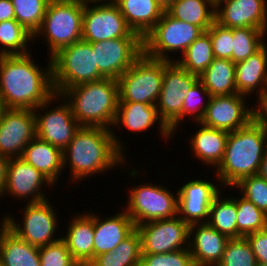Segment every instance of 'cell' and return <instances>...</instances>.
Listing matches in <instances>:
<instances>
[{
    "mask_svg": "<svg viewBox=\"0 0 267 266\" xmlns=\"http://www.w3.org/2000/svg\"><path fill=\"white\" fill-rule=\"evenodd\" d=\"M210 98V93L205 88L204 84L198 80L184 98L182 105V121L184 118L186 119L185 116H191L190 119L193 118V121L200 123L204 117ZM206 100L207 103H205Z\"/></svg>",
    "mask_w": 267,
    "mask_h": 266,
    "instance_id": "cell-40",
    "label": "cell"
},
{
    "mask_svg": "<svg viewBox=\"0 0 267 266\" xmlns=\"http://www.w3.org/2000/svg\"><path fill=\"white\" fill-rule=\"evenodd\" d=\"M246 98L238 93L211 97L200 124L227 132L247 126L255 118L256 109L245 104Z\"/></svg>",
    "mask_w": 267,
    "mask_h": 266,
    "instance_id": "cell-17",
    "label": "cell"
},
{
    "mask_svg": "<svg viewBox=\"0 0 267 266\" xmlns=\"http://www.w3.org/2000/svg\"><path fill=\"white\" fill-rule=\"evenodd\" d=\"M215 9L210 0H175L165 11L175 19L196 25L205 32L215 22Z\"/></svg>",
    "mask_w": 267,
    "mask_h": 266,
    "instance_id": "cell-31",
    "label": "cell"
},
{
    "mask_svg": "<svg viewBox=\"0 0 267 266\" xmlns=\"http://www.w3.org/2000/svg\"><path fill=\"white\" fill-rule=\"evenodd\" d=\"M256 115L255 118L264 126L265 132L267 133V95L256 102Z\"/></svg>",
    "mask_w": 267,
    "mask_h": 266,
    "instance_id": "cell-46",
    "label": "cell"
},
{
    "mask_svg": "<svg viewBox=\"0 0 267 266\" xmlns=\"http://www.w3.org/2000/svg\"><path fill=\"white\" fill-rule=\"evenodd\" d=\"M234 187L240 189L242 197L267 214V180L258 174L252 175L241 179Z\"/></svg>",
    "mask_w": 267,
    "mask_h": 266,
    "instance_id": "cell-41",
    "label": "cell"
},
{
    "mask_svg": "<svg viewBox=\"0 0 267 266\" xmlns=\"http://www.w3.org/2000/svg\"><path fill=\"white\" fill-rule=\"evenodd\" d=\"M25 205L22 209L21 225L10 213L2 217V223L10 231L20 239L37 247L49 245L62 239L60 235L59 238L54 237L59 225L58 217L54 212L56 210L48 199L38 203H26Z\"/></svg>",
    "mask_w": 267,
    "mask_h": 266,
    "instance_id": "cell-10",
    "label": "cell"
},
{
    "mask_svg": "<svg viewBox=\"0 0 267 266\" xmlns=\"http://www.w3.org/2000/svg\"><path fill=\"white\" fill-rule=\"evenodd\" d=\"M245 238L250 243L257 263L267 264V230L254 232Z\"/></svg>",
    "mask_w": 267,
    "mask_h": 266,
    "instance_id": "cell-45",
    "label": "cell"
},
{
    "mask_svg": "<svg viewBox=\"0 0 267 266\" xmlns=\"http://www.w3.org/2000/svg\"><path fill=\"white\" fill-rule=\"evenodd\" d=\"M89 43L95 52V65L105 78L117 80L143 53L141 37H120Z\"/></svg>",
    "mask_w": 267,
    "mask_h": 266,
    "instance_id": "cell-15",
    "label": "cell"
},
{
    "mask_svg": "<svg viewBox=\"0 0 267 266\" xmlns=\"http://www.w3.org/2000/svg\"><path fill=\"white\" fill-rule=\"evenodd\" d=\"M15 19L14 6L11 0H0V22Z\"/></svg>",
    "mask_w": 267,
    "mask_h": 266,
    "instance_id": "cell-47",
    "label": "cell"
},
{
    "mask_svg": "<svg viewBox=\"0 0 267 266\" xmlns=\"http://www.w3.org/2000/svg\"><path fill=\"white\" fill-rule=\"evenodd\" d=\"M53 184L36 168L24 161L21 157L9 158L7 178L3 196L10 195L15 199H28V204L38 203L46 198L43 186Z\"/></svg>",
    "mask_w": 267,
    "mask_h": 266,
    "instance_id": "cell-19",
    "label": "cell"
},
{
    "mask_svg": "<svg viewBox=\"0 0 267 266\" xmlns=\"http://www.w3.org/2000/svg\"><path fill=\"white\" fill-rule=\"evenodd\" d=\"M77 214L68 223L62 236L73 259L80 266H87L94 259V213Z\"/></svg>",
    "mask_w": 267,
    "mask_h": 266,
    "instance_id": "cell-24",
    "label": "cell"
},
{
    "mask_svg": "<svg viewBox=\"0 0 267 266\" xmlns=\"http://www.w3.org/2000/svg\"><path fill=\"white\" fill-rule=\"evenodd\" d=\"M258 175L263 179L267 180V150L265 151L264 156L262 158Z\"/></svg>",
    "mask_w": 267,
    "mask_h": 266,
    "instance_id": "cell-49",
    "label": "cell"
},
{
    "mask_svg": "<svg viewBox=\"0 0 267 266\" xmlns=\"http://www.w3.org/2000/svg\"><path fill=\"white\" fill-rule=\"evenodd\" d=\"M15 20L33 36L39 30L50 0H11Z\"/></svg>",
    "mask_w": 267,
    "mask_h": 266,
    "instance_id": "cell-38",
    "label": "cell"
},
{
    "mask_svg": "<svg viewBox=\"0 0 267 266\" xmlns=\"http://www.w3.org/2000/svg\"><path fill=\"white\" fill-rule=\"evenodd\" d=\"M72 1H78V2H82V3H95L101 0H72Z\"/></svg>",
    "mask_w": 267,
    "mask_h": 266,
    "instance_id": "cell-51",
    "label": "cell"
},
{
    "mask_svg": "<svg viewBox=\"0 0 267 266\" xmlns=\"http://www.w3.org/2000/svg\"><path fill=\"white\" fill-rule=\"evenodd\" d=\"M199 80L175 61L164 60L163 83L156 108L162 122L174 134L182 122V105L186 94Z\"/></svg>",
    "mask_w": 267,
    "mask_h": 266,
    "instance_id": "cell-11",
    "label": "cell"
},
{
    "mask_svg": "<svg viewBox=\"0 0 267 266\" xmlns=\"http://www.w3.org/2000/svg\"><path fill=\"white\" fill-rule=\"evenodd\" d=\"M47 63L44 69L36 65L31 53L0 55V99L4 108L34 110L55 94L51 58Z\"/></svg>",
    "mask_w": 267,
    "mask_h": 266,
    "instance_id": "cell-1",
    "label": "cell"
},
{
    "mask_svg": "<svg viewBox=\"0 0 267 266\" xmlns=\"http://www.w3.org/2000/svg\"><path fill=\"white\" fill-rule=\"evenodd\" d=\"M84 3L72 0H50L39 30L34 34L44 38L49 58L60 49L82 40ZM44 36V37H43Z\"/></svg>",
    "mask_w": 267,
    "mask_h": 266,
    "instance_id": "cell-5",
    "label": "cell"
},
{
    "mask_svg": "<svg viewBox=\"0 0 267 266\" xmlns=\"http://www.w3.org/2000/svg\"><path fill=\"white\" fill-rule=\"evenodd\" d=\"M196 124L201 128L193 136L191 135V141H189V146H191L189 148L193 150L191 153L193 152V156H196L198 161L201 160L204 165L217 168L223 160L229 132L210 128L200 123Z\"/></svg>",
    "mask_w": 267,
    "mask_h": 266,
    "instance_id": "cell-28",
    "label": "cell"
},
{
    "mask_svg": "<svg viewBox=\"0 0 267 266\" xmlns=\"http://www.w3.org/2000/svg\"><path fill=\"white\" fill-rule=\"evenodd\" d=\"M237 238L262 231L267 224V214L244 197L236 198Z\"/></svg>",
    "mask_w": 267,
    "mask_h": 266,
    "instance_id": "cell-37",
    "label": "cell"
},
{
    "mask_svg": "<svg viewBox=\"0 0 267 266\" xmlns=\"http://www.w3.org/2000/svg\"><path fill=\"white\" fill-rule=\"evenodd\" d=\"M165 184L142 183L129 189L125 212L135 227L151 221L170 219L178 215V194L175 195Z\"/></svg>",
    "mask_w": 267,
    "mask_h": 266,
    "instance_id": "cell-9",
    "label": "cell"
},
{
    "mask_svg": "<svg viewBox=\"0 0 267 266\" xmlns=\"http://www.w3.org/2000/svg\"><path fill=\"white\" fill-rule=\"evenodd\" d=\"M215 6L224 0H210Z\"/></svg>",
    "mask_w": 267,
    "mask_h": 266,
    "instance_id": "cell-52",
    "label": "cell"
},
{
    "mask_svg": "<svg viewBox=\"0 0 267 266\" xmlns=\"http://www.w3.org/2000/svg\"><path fill=\"white\" fill-rule=\"evenodd\" d=\"M235 63L229 59L214 58L199 76L210 96H228L237 93Z\"/></svg>",
    "mask_w": 267,
    "mask_h": 266,
    "instance_id": "cell-30",
    "label": "cell"
},
{
    "mask_svg": "<svg viewBox=\"0 0 267 266\" xmlns=\"http://www.w3.org/2000/svg\"><path fill=\"white\" fill-rule=\"evenodd\" d=\"M29 41L33 42V35L15 19L0 22V55L28 54Z\"/></svg>",
    "mask_w": 267,
    "mask_h": 266,
    "instance_id": "cell-35",
    "label": "cell"
},
{
    "mask_svg": "<svg viewBox=\"0 0 267 266\" xmlns=\"http://www.w3.org/2000/svg\"><path fill=\"white\" fill-rule=\"evenodd\" d=\"M177 59L175 62L180 67L200 76L214 60L210 35L205 31Z\"/></svg>",
    "mask_w": 267,
    "mask_h": 266,
    "instance_id": "cell-34",
    "label": "cell"
},
{
    "mask_svg": "<svg viewBox=\"0 0 267 266\" xmlns=\"http://www.w3.org/2000/svg\"><path fill=\"white\" fill-rule=\"evenodd\" d=\"M9 158L0 155V197H3L5 189Z\"/></svg>",
    "mask_w": 267,
    "mask_h": 266,
    "instance_id": "cell-48",
    "label": "cell"
},
{
    "mask_svg": "<svg viewBox=\"0 0 267 266\" xmlns=\"http://www.w3.org/2000/svg\"><path fill=\"white\" fill-rule=\"evenodd\" d=\"M54 91L66 89L105 78L95 65L91 43L80 40L60 49L51 57Z\"/></svg>",
    "mask_w": 267,
    "mask_h": 266,
    "instance_id": "cell-6",
    "label": "cell"
},
{
    "mask_svg": "<svg viewBox=\"0 0 267 266\" xmlns=\"http://www.w3.org/2000/svg\"><path fill=\"white\" fill-rule=\"evenodd\" d=\"M266 0H224L216 5L215 21L228 28L253 27L267 31Z\"/></svg>",
    "mask_w": 267,
    "mask_h": 266,
    "instance_id": "cell-20",
    "label": "cell"
},
{
    "mask_svg": "<svg viewBox=\"0 0 267 266\" xmlns=\"http://www.w3.org/2000/svg\"><path fill=\"white\" fill-rule=\"evenodd\" d=\"M228 241L208 223L189 226V251L195 266H217Z\"/></svg>",
    "mask_w": 267,
    "mask_h": 266,
    "instance_id": "cell-21",
    "label": "cell"
},
{
    "mask_svg": "<svg viewBox=\"0 0 267 266\" xmlns=\"http://www.w3.org/2000/svg\"><path fill=\"white\" fill-rule=\"evenodd\" d=\"M220 192L211 204L208 224L229 239L237 238L236 198L223 197Z\"/></svg>",
    "mask_w": 267,
    "mask_h": 266,
    "instance_id": "cell-33",
    "label": "cell"
},
{
    "mask_svg": "<svg viewBox=\"0 0 267 266\" xmlns=\"http://www.w3.org/2000/svg\"><path fill=\"white\" fill-rule=\"evenodd\" d=\"M203 33L200 27L177 20L164 11L143 39V52L151 58L175 61L168 53H183Z\"/></svg>",
    "mask_w": 267,
    "mask_h": 266,
    "instance_id": "cell-8",
    "label": "cell"
},
{
    "mask_svg": "<svg viewBox=\"0 0 267 266\" xmlns=\"http://www.w3.org/2000/svg\"><path fill=\"white\" fill-rule=\"evenodd\" d=\"M164 60L144 52L117 81L119 102L156 105L163 83Z\"/></svg>",
    "mask_w": 267,
    "mask_h": 266,
    "instance_id": "cell-7",
    "label": "cell"
},
{
    "mask_svg": "<svg viewBox=\"0 0 267 266\" xmlns=\"http://www.w3.org/2000/svg\"><path fill=\"white\" fill-rule=\"evenodd\" d=\"M257 261L245 237L229 239L217 266H256Z\"/></svg>",
    "mask_w": 267,
    "mask_h": 266,
    "instance_id": "cell-39",
    "label": "cell"
},
{
    "mask_svg": "<svg viewBox=\"0 0 267 266\" xmlns=\"http://www.w3.org/2000/svg\"><path fill=\"white\" fill-rule=\"evenodd\" d=\"M70 104L81 126L111 130L119 104L118 81L112 78L79 84L61 94Z\"/></svg>",
    "mask_w": 267,
    "mask_h": 266,
    "instance_id": "cell-4",
    "label": "cell"
},
{
    "mask_svg": "<svg viewBox=\"0 0 267 266\" xmlns=\"http://www.w3.org/2000/svg\"><path fill=\"white\" fill-rule=\"evenodd\" d=\"M233 51L231 61L238 63L257 52L265 43L267 32L253 27L232 28Z\"/></svg>",
    "mask_w": 267,
    "mask_h": 266,
    "instance_id": "cell-36",
    "label": "cell"
},
{
    "mask_svg": "<svg viewBox=\"0 0 267 266\" xmlns=\"http://www.w3.org/2000/svg\"><path fill=\"white\" fill-rule=\"evenodd\" d=\"M21 158L55 185L63 171V151L35 137L24 148ZM56 182V183H55Z\"/></svg>",
    "mask_w": 267,
    "mask_h": 266,
    "instance_id": "cell-27",
    "label": "cell"
},
{
    "mask_svg": "<svg viewBox=\"0 0 267 266\" xmlns=\"http://www.w3.org/2000/svg\"><path fill=\"white\" fill-rule=\"evenodd\" d=\"M120 9L127 26L142 39L161 19L164 9L156 0H113Z\"/></svg>",
    "mask_w": 267,
    "mask_h": 266,
    "instance_id": "cell-26",
    "label": "cell"
},
{
    "mask_svg": "<svg viewBox=\"0 0 267 266\" xmlns=\"http://www.w3.org/2000/svg\"><path fill=\"white\" fill-rule=\"evenodd\" d=\"M155 123H158V126H160L158 128L159 133H161V137H164L165 140H170L171 137H174L171 130L162 122L156 105L119 102L112 128L116 126L119 129L120 126L124 125L128 131L139 133L148 131Z\"/></svg>",
    "mask_w": 267,
    "mask_h": 266,
    "instance_id": "cell-23",
    "label": "cell"
},
{
    "mask_svg": "<svg viewBox=\"0 0 267 266\" xmlns=\"http://www.w3.org/2000/svg\"><path fill=\"white\" fill-rule=\"evenodd\" d=\"M256 266H267V264H261V263H257Z\"/></svg>",
    "mask_w": 267,
    "mask_h": 266,
    "instance_id": "cell-54",
    "label": "cell"
},
{
    "mask_svg": "<svg viewBox=\"0 0 267 266\" xmlns=\"http://www.w3.org/2000/svg\"><path fill=\"white\" fill-rule=\"evenodd\" d=\"M36 137V118L32 109L4 108L0 115V155L21 157Z\"/></svg>",
    "mask_w": 267,
    "mask_h": 266,
    "instance_id": "cell-16",
    "label": "cell"
},
{
    "mask_svg": "<svg viewBox=\"0 0 267 266\" xmlns=\"http://www.w3.org/2000/svg\"><path fill=\"white\" fill-rule=\"evenodd\" d=\"M0 261L3 266H41L39 247L17 237L0 225Z\"/></svg>",
    "mask_w": 267,
    "mask_h": 266,
    "instance_id": "cell-29",
    "label": "cell"
},
{
    "mask_svg": "<svg viewBox=\"0 0 267 266\" xmlns=\"http://www.w3.org/2000/svg\"><path fill=\"white\" fill-rule=\"evenodd\" d=\"M136 229L141 237L142 254H164L189 249V225L178 215L140 224Z\"/></svg>",
    "mask_w": 267,
    "mask_h": 266,
    "instance_id": "cell-14",
    "label": "cell"
},
{
    "mask_svg": "<svg viewBox=\"0 0 267 266\" xmlns=\"http://www.w3.org/2000/svg\"><path fill=\"white\" fill-rule=\"evenodd\" d=\"M237 93L257 94L258 102L267 95V43L246 60L235 64ZM258 91V92H257Z\"/></svg>",
    "mask_w": 267,
    "mask_h": 266,
    "instance_id": "cell-22",
    "label": "cell"
},
{
    "mask_svg": "<svg viewBox=\"0 0 267 266\" xmlns=\"http://www.w3.org/2000/svg\"><path fill=\"white\" fill-rule=\"evenodd\" d=\"M205 179H192L178 189V216L189 226L207 223L211 204L222 186Z\"/></svg>",
    "mask_w": 267,
    "mask_h": 266,
    "instance_id": "cell-18",
    "label": "cell"
},
{
    "mask_svg": "<svg viewBox=\"0 0 267 266\" xmlns=\"http://www.w3.org/2000/svg\"><path fill=\"white\" fill-rule=\"evenodd\" d=\"M267 150V133L254 118L247 126L229 132L222 162L216 168L217 180L222 187H233L241 179L257 175Z\"/></svg>",
    "mask_w": 267,
    "mask_h": 266,
    "instance_id": "cell-3",
    "label": "cell"
},
{
    "mask_svg": "<svg viewBox=\"0 0 267 266\" xmlns=\"http://www.w3.org/2000/svg\"><path fill=\"white\" fill-rule=\"evenodd\" d=\"M206 32L211 38L214 58L231 60L233 51L232 28L222 26L215 21Z\"/></svg>",
    "mask_w": 267,
    "mask_h": 266,
    "instance_id": "cell-43",
    "label": "cell"
},
{
    "mask_svg": "<svg viewBox=\"0 0 267 266\" xmlns=\"http://www.w3.org/2000/svg\"><path fill=\"white\" fill-rule=\"evenodd\" d=\"M113 131L103 127H80L63 150V168L71 166L70 181L80 182L126 164L125 148Z\"/></svg>",
    "mask_w": 267,
    "mask_h": 266,
    "instance_id": "cell-2",
    "label": "cell"
},
{
    "mask_svg": "<svg viewBox=\"0 0 267 266\" xmlns=\"http://www.w3.org/2000/svg\"><path fill=\"white\" fill-rule=\"evenodd\" d=\"M140 266H195L189 249L164 254H142Z\"/></svg>",
    "mask_w": 267,
    "mask_h": 266,
    "instance_id": "cell-44",
    "label": "cell"
},
{
    "mask_svg": "<svg viewBox=\"0 0 267 266\" xmlns=\"http://www.w3.org/2000/svg\"><path fill=\"white\" fill-rule=\"evenodd\" d=\"M95 214L94 257L113 251L136 228L125 210L103 220Z\"/></svg>",
    "mask_w": 267,
    "mask_h": 266,
    "instance_id": "cell-25",
    "label": "cell"
},
{
    "mask_svg": "<svg viewBox=\"0 0 267 266\" xmlns=\"http://www.w3.org/2000/svg\"><path fill=\"white\" fill-rule=\"evenodd\" d=\"M39 257L41 266H80L62 239L39 247Z\"/></svg>",
    "mask_w": 267,
    "mask_h": 266,
    "instance_id": "cell-42",
    "label": "cell"
},
{
    "mask_svg": "<svg viewBox=\"0 0 267 266\" xmlns=\"http://www.w3.org/2000/svg\"><path fill=\"white\" fill-rule=\"evenodd\" d=\"M3 109H4V107H3L2 101L0 99V115H1V112H2Z\"/></svg>",
    "mask_w": 267,
    "mask_h": 266,
    "instance_id": "cell-53",
    "label": "cell"
},
{
    "mask_svg": "<svg viewBox=\"0 0 267 266\" xmlns=\"http://www.w3.org/2000/svg\"><path fill=\"white\" fill-rule=\"evenodd\" d=\"M99 2L84 3L83 41L99 42L120 37H140L127 26L119 7L113 0Z\"/></svg>",
    "mask_w": 267,
    "mask_h": 266,
    "instance_id": "cell-13",
    "label": "cell"
},
{
    "mask_svg": "<svg viewBox=\"0 0 267 266\" xmlns=\"http://www.w3.org/2000/svg\"><path fill=\"white\" fill-rule=\"evenodd\" d=\"M56 100L57 102L60 101L59 103L61 104L54 106V109L50 107L49 110L48 107ZM43 108H46L47 112H44ZM33 111L36 118V137L58 147L62 151L81 127L73 116L70 104L61 94L55 93ZM39 111L44 114L42 113L41 115Z\"/></svg>",
    "mask_w": 267,
    "mask_h": 266,
    "instance_id": "cell-12",
    "label": "cell"
},
{
    "mask_svg": "<svg viewBox=\"0 0 267 266\" xmlns=\"http://www.w3.org/2000/svg\"><path fill=\"white\" fill-rule=\"evenodd\" d=\"M141 258V237L135 228L113 251L95 256L87 266H140Z\"/></svg>",
    "mask_w": 267,
    "mask_h": 266,
    "instance_id": "cell-32",
    "label": "cell"
},
{
    "mask_svg": "<svg viewBox=\"0 0 267 266\" xmlns=\"http://www.w3.org/2000/svg\"><path fill=\"white\" fill-rule=\"evenodd\" d=\"M159 5L166 10L175 0H156Z\"/></svg>",
    "mask_w": 267,
    "mask_h": 266,
    "instance_id": "cell-50",
    "label": "cell"
}]
</instances>
